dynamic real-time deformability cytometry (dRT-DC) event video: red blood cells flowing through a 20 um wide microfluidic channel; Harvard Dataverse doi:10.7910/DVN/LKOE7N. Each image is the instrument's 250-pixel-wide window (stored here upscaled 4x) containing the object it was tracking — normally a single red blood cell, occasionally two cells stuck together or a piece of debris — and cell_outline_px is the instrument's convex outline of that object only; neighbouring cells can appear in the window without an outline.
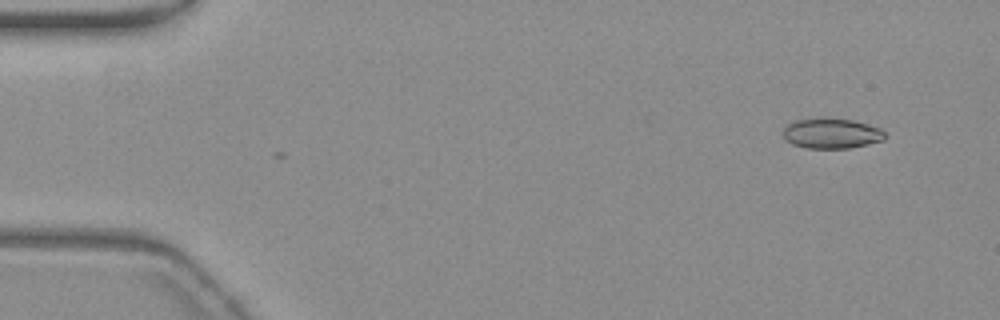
{"species": "common noctule bat (a hibernating species)", "species_latin": "Nyctalus noctula", "temperature_condition": "warm", "stored_images_in_passage": 2, "camera_frame_rate_fps": 3000, "um_per_image_px": 0.085, "animal": {"sex": "female", "body_mass_g": 19.3, "forearm_length_mm": 54.1}, "frame": {"image": 1, "passage_image": 1, "time_ms": 0.0, "image_size_px": [1000, 320], "cell_outline_px": [[888, 136], [884, 140], [868, 144], [848, 148], [808, 148], [792, 144], [784, 140], [784, 128], [788, 124], [796, 120], [820, 116], [852, 120], [868, 124], [880, 128]], "centroid_in_image_um": [70.68, 11.32], "position_along_channel_um": 14.3, "area_um2": 18.26}}